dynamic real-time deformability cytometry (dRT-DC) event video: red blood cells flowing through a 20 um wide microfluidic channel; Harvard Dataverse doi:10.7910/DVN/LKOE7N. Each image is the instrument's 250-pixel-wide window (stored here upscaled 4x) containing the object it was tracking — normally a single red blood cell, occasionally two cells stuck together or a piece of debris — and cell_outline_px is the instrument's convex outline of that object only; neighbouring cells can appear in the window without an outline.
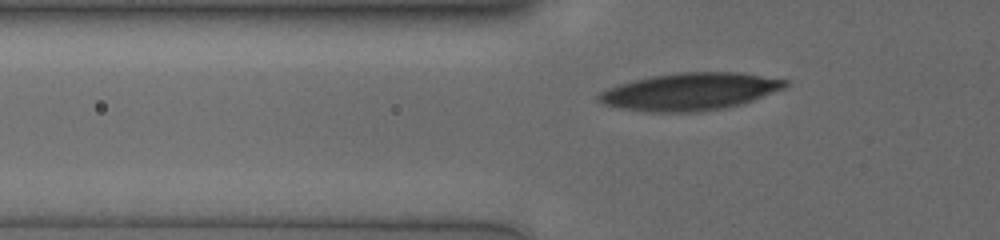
{"species": "human", "species_latin": "Homo sapiens", "temperature_condition": "cold", "stored_images_in_passage": 45, "camera_frame_rate_fps": 3000, "um_per_image_px": 0.085, "donor": {"sex": "male"}, "frame": {"image": 1, "passage_image": 10, "time_ms": 3.0, "image_size_px": [1000, 240], "cell_outline_px": [[788, 84], [784, 88], [752, 100], [740, 104], [724, 108], [696, 112], [648, 112], [624, 108], [604, 104], [596, 100], [596, 96], [600, 92], [616, 84], [632, 80], [652, 76], [676, 72], [740, 72], [788, 80]], "centroid_in_image_um": [58.62, 7.77], "position_along_channel_um": 67.2, "area_um2": 40.58}}
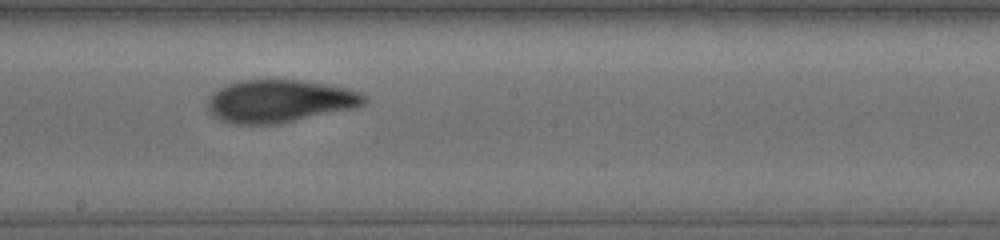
{"frame": {"image": 2, "passage_image": 23, "time_ms": 7.333, "image_size_px": [1000, 240], "cell_outline_px": [[368, 100], [364, 104], [352, 108], [280, 124], [236, 124], [220, 120], [208, 108], [208, 100], [220, 88], [228, 84], [240, 80], [300, 80], [344, 88], [356, 92], [364, 96]], "centroid_in_image_um": [23.75, 8.6], "position_along_channel_um": 224.5, "area_um2": 38.21}}
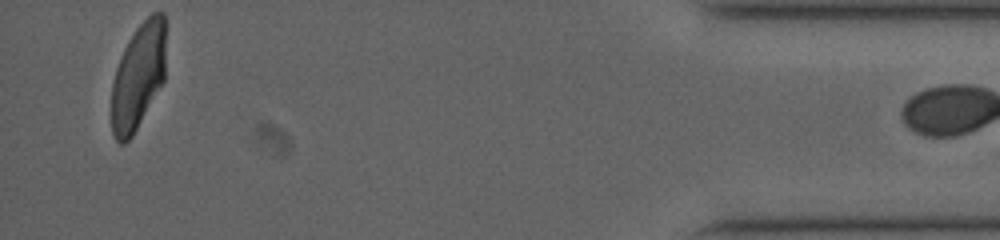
{"frame": {"image": 3, "passage_image": 44, "time_ms": 14.333, "image_size_px": [1000, 240], "cell_outline_px": [[164, 80], [132, 136], [124, 144], [120, 144], [116, 140], [112, 132], [112, 84], [116, 68], [124, 48], [128, 40], [136, 28], [152, 12], [164, 12]], "centroid_in_image_um": [11.73, 6.49], "position_along_channel_um": 423.5, "area_um2": 33.12}}